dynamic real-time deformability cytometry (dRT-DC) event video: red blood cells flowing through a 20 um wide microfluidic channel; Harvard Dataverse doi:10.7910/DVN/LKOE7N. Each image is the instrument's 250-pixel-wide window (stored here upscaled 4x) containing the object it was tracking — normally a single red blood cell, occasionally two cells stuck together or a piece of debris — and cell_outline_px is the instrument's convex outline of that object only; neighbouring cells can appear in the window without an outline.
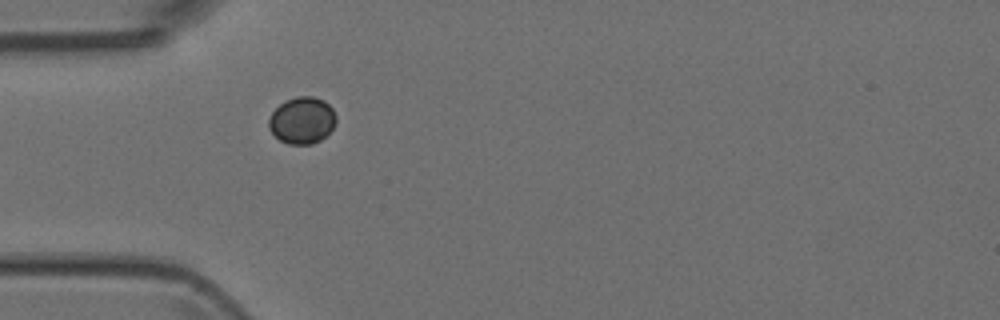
{"species": "Egyptian fruit bat (a non-hibernating species)", "species_latin": "Rousettus aegyptiacus", "temperature_condition": "room temperature", "stored_images_in_passage": 6, "camera_frame_rate_fps": 3000, "um_per_image_px": 0.085, "animal": {"sex": "female"}, "frame": {"image": 1, "passage_image": 6, "time_ms": 6.667, "image_size_px": [1000, 320], "cell_outline_px": [[336, 124], [320, 140], [312, 144], [288, 144], [280, 140], [268, 128], [268, 120], [272, 112], [284, 100], [296, 96], [312, 96], [324, 100], [332, 108], [336, 116]], "centroid_in_image_um": [25.67, 10.22], "position_along_channel_um": 59.3, "area_um2": 18.38}}